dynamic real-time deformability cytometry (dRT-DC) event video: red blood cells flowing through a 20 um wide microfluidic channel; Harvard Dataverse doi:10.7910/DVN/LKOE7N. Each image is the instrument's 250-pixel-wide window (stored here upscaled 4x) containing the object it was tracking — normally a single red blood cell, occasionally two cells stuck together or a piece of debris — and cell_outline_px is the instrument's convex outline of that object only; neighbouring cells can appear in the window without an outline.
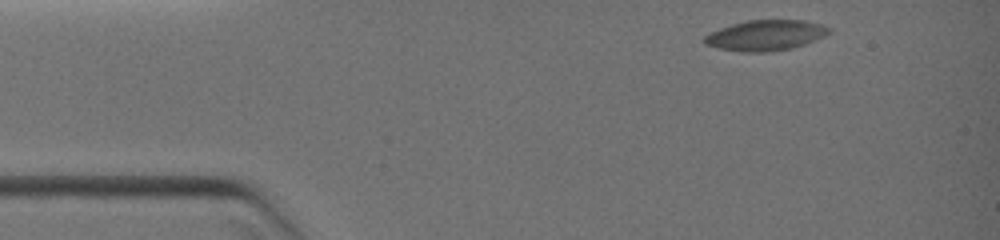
{"species": "common noctule bat (a hibernating species)", "species_latin": "Nyctalus noctula", "temperature_condition": "warm", "stored_images_in_passage": 4, "camera_frame_rate_fps": 3000, "um_per_image_px": 0.085, "animal": {"sex": "female", "body_mass_g": 19.0, "forearm_length_mm": 51.5}, "frame": {"image": 1, "passage_image": 1, "time_ms": 0.0, "image_size_px": [1000, 240], "cell_outline_px": [[832, 32], [816, 40], [792, 48], [764, 52], [744, 52], [716, 48], [704, 44], [700, 40], [704, 36], [720, 28], [732, 24], [748, 20], [804, 20], [820, 24], [832, 28]], "centroid_in_image_um": [65.06, 3.0], "position_along_channel_um": 19.9, "area_um2": 22.25}}
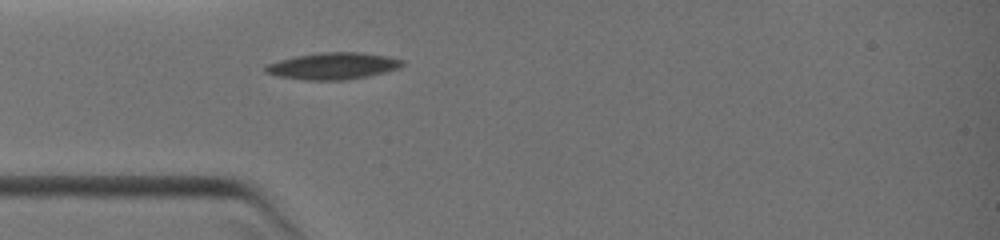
{"frame": {"image": 2, "passage_image": 4, "time_ms": 2.333, "image_size_px": [1000, 240], "cell_outline_px": [[404, 64], [400, 68], [368, 76], [344, 80], [304, 80], [276, 76], [264, 72], [264, 68], [268, 64], [280, 60], [296, 56], [320, 52], [360, 52], [388, 56], [404, 60]], "centroid_in_image_um": [28.31, 5.61], "position_along_channel_um": 56.7, "area_um2": 21.39}}